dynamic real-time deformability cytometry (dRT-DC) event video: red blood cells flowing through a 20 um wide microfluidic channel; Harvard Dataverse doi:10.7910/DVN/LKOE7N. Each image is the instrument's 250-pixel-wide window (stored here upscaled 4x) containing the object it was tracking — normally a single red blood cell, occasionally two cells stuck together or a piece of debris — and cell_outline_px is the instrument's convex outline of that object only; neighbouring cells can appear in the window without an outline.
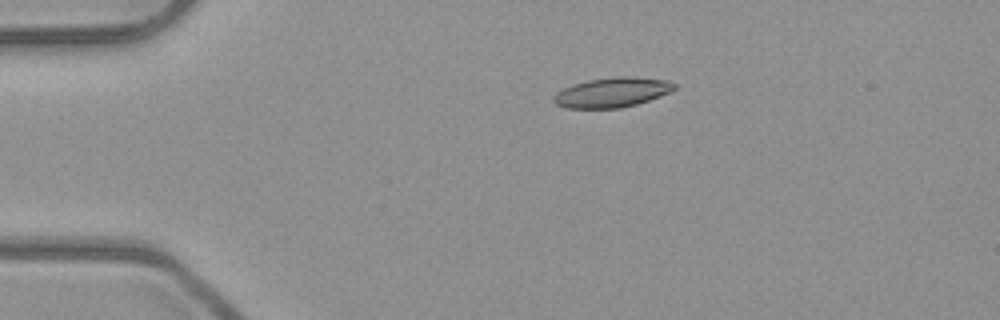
{"species": "common noctule bat (a hibernating species)", "species_latin": "Nyctalus noctula", "temperature_condition": "room temperature", "stored_images_in_passage": 4, "camera_frame_rate_fps": 3000, "um_per_image_px": 0.085, "animal": {"sex": "male", "body_mass_g": 23.1, "forearm_length_mm": 52.7}, "frame": {"image": 1, "passage_image": 1, "time_ms": 0.0, "image_size_px": [1000, 320], "cell_outline_px": [[676, 88], [660, 96], [636, 104], [620, 108], [564, 108], [556, 104], [552, 100], [552, 96], [556, 92], [572, 84], [588, 80], [616, 76], [628, 76], [668, 80], [676, 84]], "centroid_in_image_um": [51.99, 7.85], "position_along_channel_um": 33.0, "area_um2": 20.98}}
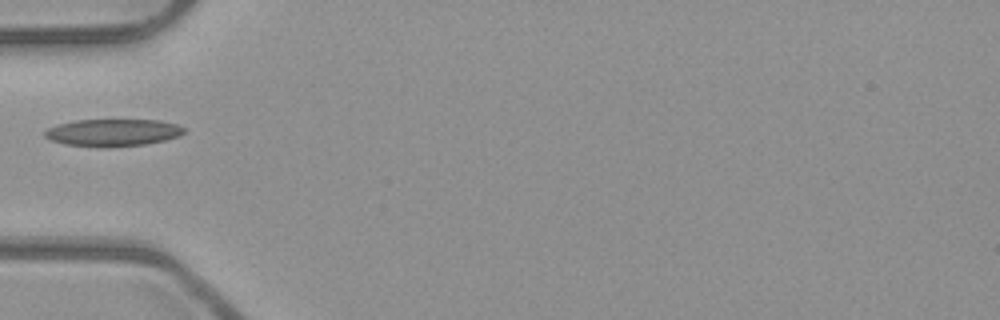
{"frame": {"image": 2, "passage_image": 3, "time_ms": 0.667, "image_size_px": [1000, 320], "cell_outline_px": [[184, 132], [180, 136], [164, 140], [144, 144], [100, 148], [64, 144], [52, 140], [44, 136], [44, 132], [48, 128], [56, 124], [76, 120], [160, 120], [176, 124], [184, 128]], "centroid_in_image_um": [9.56, 11.27], "position_along_channel_um": 75.4, "area_um2": 22.14}}
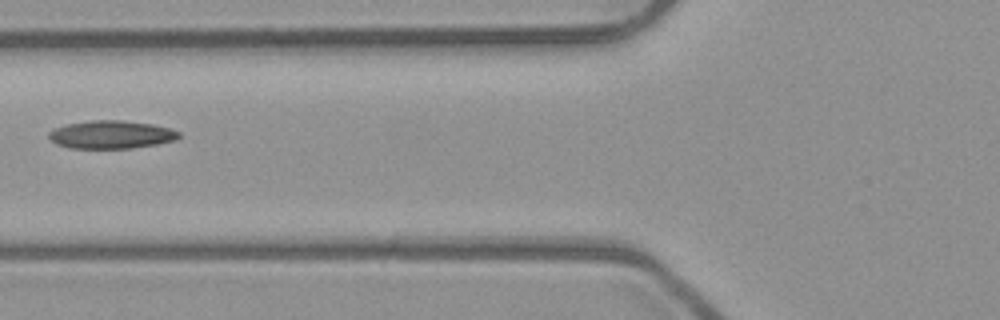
{"frame": {"image": 3, "passage_image": 4, "time_ms": 1.0, "image_size_px": [1000, 320], "cell_outline_px": [[180, 136], [176, 140], [156, 144], [132, 148], [72, 148], [56, 144], [48, 136], [48, 132], [56, 128], [68, 124], [92, 120], [120, 120], [152, 124], [168, 128], [180, 132]], "centroid_in_image_um": [9.46, 11.44], "position_along_channel_um": 116.3, "area_um2": 21.04}}